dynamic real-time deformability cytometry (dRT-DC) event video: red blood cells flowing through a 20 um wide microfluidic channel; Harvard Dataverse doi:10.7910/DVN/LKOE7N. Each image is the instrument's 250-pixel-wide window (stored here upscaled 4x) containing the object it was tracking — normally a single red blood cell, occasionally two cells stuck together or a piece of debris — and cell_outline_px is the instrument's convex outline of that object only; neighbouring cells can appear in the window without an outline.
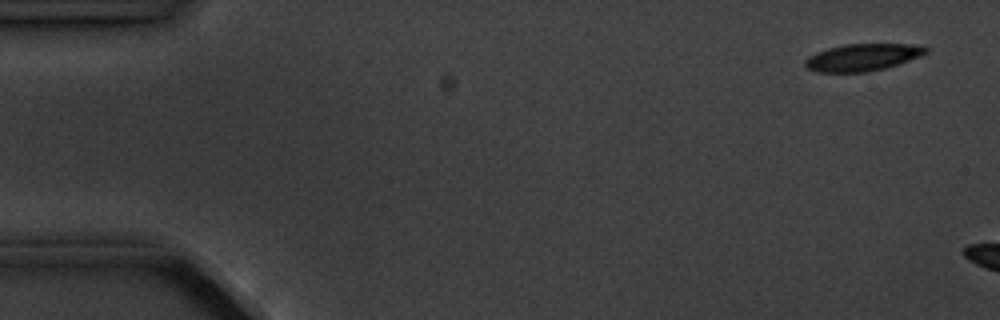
{"species": "common noctule bat (a hibernating species)", "species_latin": "Nyctalus noctula", "temperature_condition": "cold", "stored_images_in_passage": 3, "camera_frame_rate_fps": 3000, "um_per_image_px": 0.085, "animal": {"sex": "male", "body_mass_g": 20.1, "forearm_length_mm": 53.5}, "frame": {"image": 1, "passage_image": 1, "time_ms": 0.0, "image_size_px": [1000, 320], "cell_outline_px": [[928, 52], [920, 56], [884, 68], [864, 72], [816, 72], [808, 68], [804, 64], [804, 60], [808, 56], [816, 52], [828, 48], [844, 44], [908, 44], [928, 48]], "centroid_in_image_um": [73.25, 4.87], "position_along_channel_um": 11.7, "area_um2": 18.84}}